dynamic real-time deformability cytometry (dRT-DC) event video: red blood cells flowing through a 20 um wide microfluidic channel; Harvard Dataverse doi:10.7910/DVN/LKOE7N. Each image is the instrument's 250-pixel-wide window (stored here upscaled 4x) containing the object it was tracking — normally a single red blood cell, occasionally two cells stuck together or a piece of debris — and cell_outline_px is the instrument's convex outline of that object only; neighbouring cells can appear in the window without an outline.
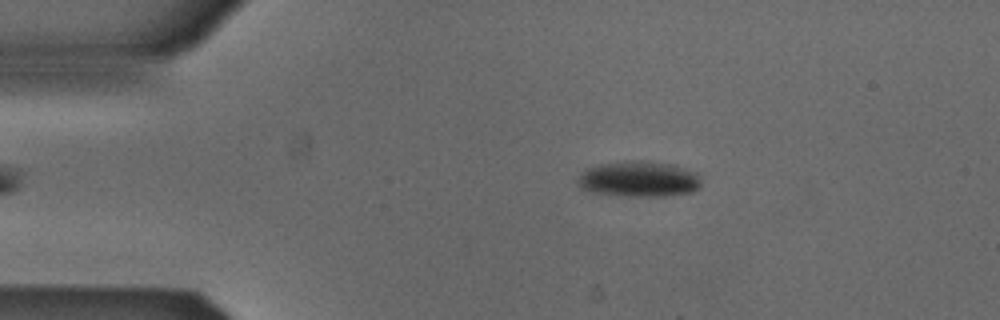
{"species": "Egyptian fruit bat (a non-hibernating species)", "species_latin": "Rousettus aegyptiacus", "temperature_condition": "cold", "stored_images_in_passage": 52, "camera_frame_rate_fps": 3000, "um_per_image_px": 0.085, "animal": {"sex": "male"}, "frame": {"image": 1, "passage_image": 9, "time_ms": 2.667, "image_size_px": [1000, 320], "cell_outline_px": [[700, 188], [692, 192], [664, 196], [620, 196], [592, 192], [580, 188], [576, 180], [588, 168], [600, 164], [628, 160], [640, 160], [676, 164], [696, 172], [700, 176]], "centroid_in_image_um": [54.34, 15.21], "position_along_channel_um": 30.7, "area_um2": 26.01}}
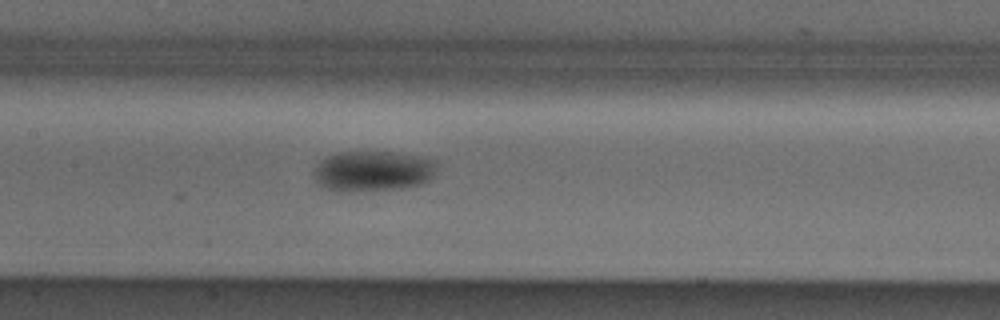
{"frame": {"image": 2, "passage_image": 24, "time_ms": 7.667, "image_size_px": [1000, 320], "cell_outline_px": [[436, 168], [432, 176], [428, 180], [420, 184], [404, 188], [352, 192], [336, 192], [320, 184], [312, 176], [312, 168], [320, 160], [328, 156], [340, 152], [392, 152], [416, 156], [436, 160]], "centroid_in_image_um": [31.64, 14.55], "position_along_channel_um": 175.8, "area_um2": 29.25}}
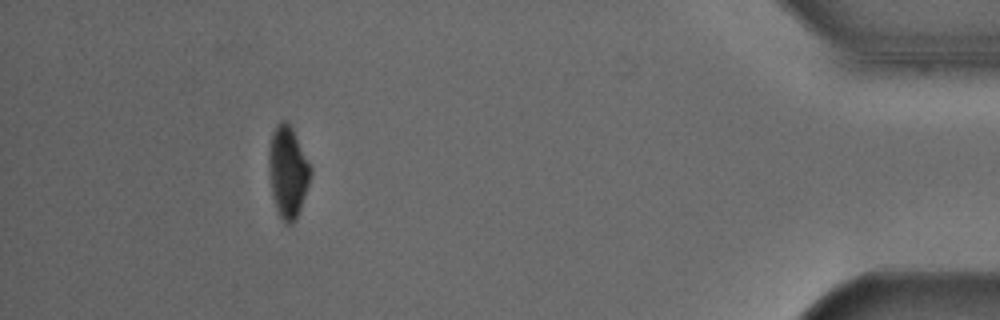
{"frame": {"image": 3, "passage_image": 47, "time_ms": 15.333, "image_size_px": [1000, 320], "cell_outline_px": [[312, 172], [296, 220], [292, 224], [284, 224], [276, 208], [272, 192], [268, 168], [268, 152], [272, 132], [276, 124], [280, 120], [288, 120], [312, 168]], "centroid_in_image_um": [24.45, 14.57], "position_along_channel_um": 410.7, "area_um2": 22.25}, "authors_computed_cell_mechanics": {"area_um2": 25.2875, "velocity_mm_per_s": 3.8791, "shape_relaxation_time_tau1_ms": 2.2969, "shape_relaxation_time_tau2_ms": null, "deformation_change_tau1": 0.1082, "deformation_change_tau2": null}}